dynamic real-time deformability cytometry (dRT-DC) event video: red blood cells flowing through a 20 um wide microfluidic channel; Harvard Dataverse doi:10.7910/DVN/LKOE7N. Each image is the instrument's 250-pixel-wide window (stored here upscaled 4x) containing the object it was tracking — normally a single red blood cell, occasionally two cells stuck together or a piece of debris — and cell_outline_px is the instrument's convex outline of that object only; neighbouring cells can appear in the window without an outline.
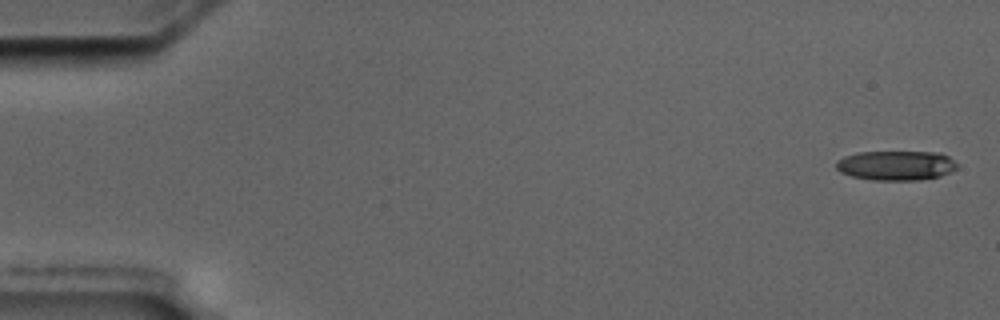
{"species": "common noctule bat (a hibernating species)", "species_latin": "Nyctalus noctula", "temperature_condition": "cold", "stored_images_in_passage": 11, "camera_frame_rate_fps": 3000, "um_per_image_px": 0.085, "animal": {"sex": "male", "body_mass_g": 17.5, "forearm_length_mm": 52.3}, "frame": {"image": 1, "passage_image": 1, "time_ms": 0.0, "image_size_px": [1000, 320], "cell_outline_px": [[956, 168], [940, 176], [920, 180], [872, 180], [852, 176], [840, 172], [836, 168], [836, 160], [844, 156], [860, 152], [940, 152], [948, 156], [956, 164]], "centroid_in_image_um": [76.13, 14.06], "position_along_channel_um": 8.9, "area_um2": 20.81}}
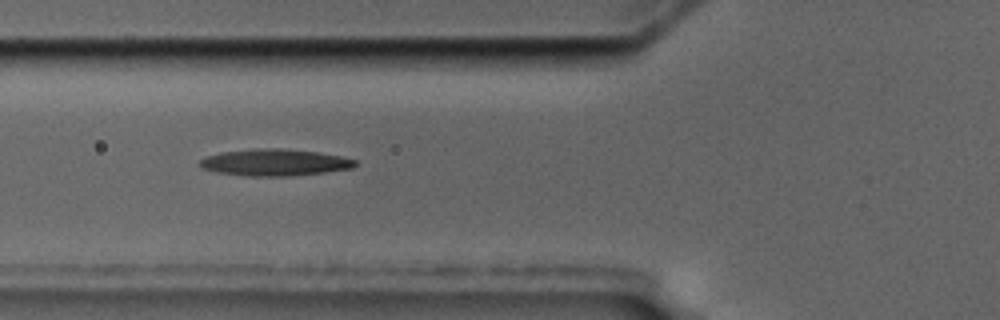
{"frame": {"image": 2, "passage_image": 6, "time_ms": 6.667, "image_size_px": [1000, 320], "cell_outline_px": [[356, 164], [352, 168], [324, 172], [288, 176], [248, 176], [220, 172], [200, 168], [200, 160], [208, 156], [220, 152], [256, 148], [280, 148], [316, 152], [340, 156], [356, 160]], "centroid_in_image_um": [23.34, 13.8], "position_along_channel_um": 102.5, "area_um2": 23.93}}
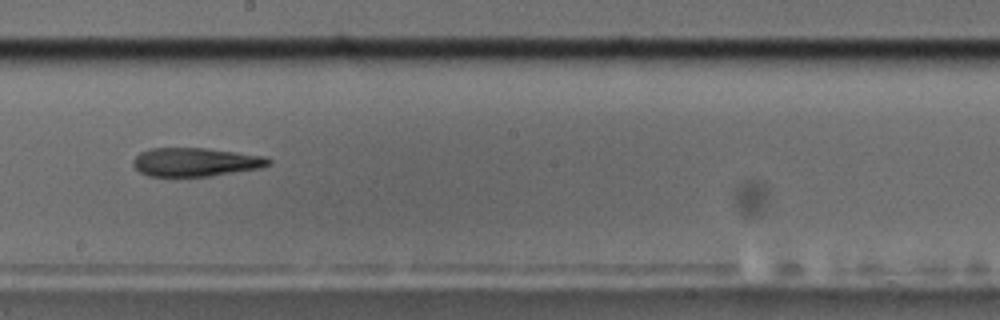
{"frame": {"image": 3, "passage_image": 9, "time_ms": 10.333, "image_size_px": [1000, 320], "cell_outline_px": [[272, 164], [260, 168], [208, 176], [148, 176], [140, 172], [132, 164], [132, 160], [140, 152], [148, 148], [204, 148], [236, 152], [264, 156], [272, 160]], "centroid_in_image_um": [16.6, 13.77], "position_along_channel_um": 231.6, "area_um2": 22.54}}